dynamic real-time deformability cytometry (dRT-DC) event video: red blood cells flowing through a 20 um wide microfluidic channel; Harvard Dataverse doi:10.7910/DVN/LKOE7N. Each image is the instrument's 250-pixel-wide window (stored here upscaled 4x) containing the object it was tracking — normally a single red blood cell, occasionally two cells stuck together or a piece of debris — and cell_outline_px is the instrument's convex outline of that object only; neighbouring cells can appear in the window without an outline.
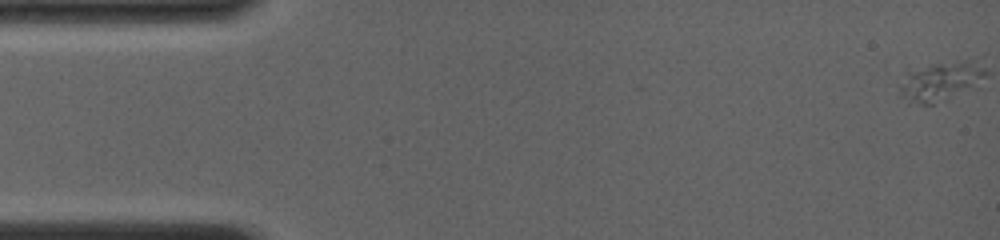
{"species": "common noctule bat (a hibernating species)", "species_latin": "Nyctalus noctula", "temperature_condition": "room temperature", "stored_images_in_passage": 11, "camera_frame_rate_fps": 4000, "um_per_image_px": 0.085, "animal": {"sex": "female", "body_mass_g": 19.0, "forearm_length_mm": 56.7}, "frame": {"image": 1, "passage_image": 1, "time_ms": 0.0, "image_size_px": [1000, 240], "cell_outline_px": [[968, 84], [932, 104], [924, 104], [904, 92], [900, 88], [912, 76], [936, 64], [940, 64], [964, 80]], "centroid_in_image_um": [79.3, 7.18], "position_along_channel_um": 5.7, "area_um2": 11.27}}
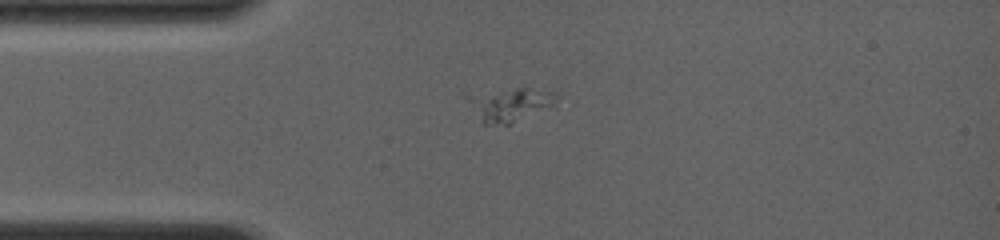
{"frame": {"image": 2, "passage_image": 8, "time_ms": 3.75, "image_size_px": [1000, 240], "cell_outline_px": [[564, 104], [556, 108], [512, 124], [480, 124], [460, 92], [524, 84], [556, 92]], "centroid_in_image_um": [43.38, 8.79], "position_along_channel_um": 41.6, "area_um2": 20.58}}
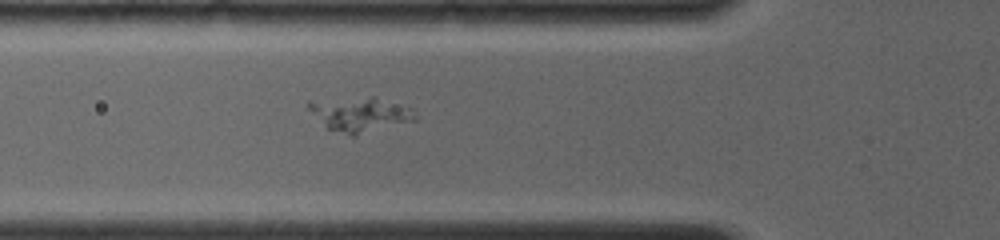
{"frame": {"image": 3, "passage_image": 11, "time_ms": 5.5, "image_size_px": [1000, 240], "cell_outline_px": [[416, 120], [356, 136], [352, 136], [328, 128], [308, 108], [308, 100], [372, 96], [412, 108], [416, 116]], "centroid_in_image_um": [30.62, 9.71], "position_along_channel_um": 95.2, "area_um2": 21.33}}